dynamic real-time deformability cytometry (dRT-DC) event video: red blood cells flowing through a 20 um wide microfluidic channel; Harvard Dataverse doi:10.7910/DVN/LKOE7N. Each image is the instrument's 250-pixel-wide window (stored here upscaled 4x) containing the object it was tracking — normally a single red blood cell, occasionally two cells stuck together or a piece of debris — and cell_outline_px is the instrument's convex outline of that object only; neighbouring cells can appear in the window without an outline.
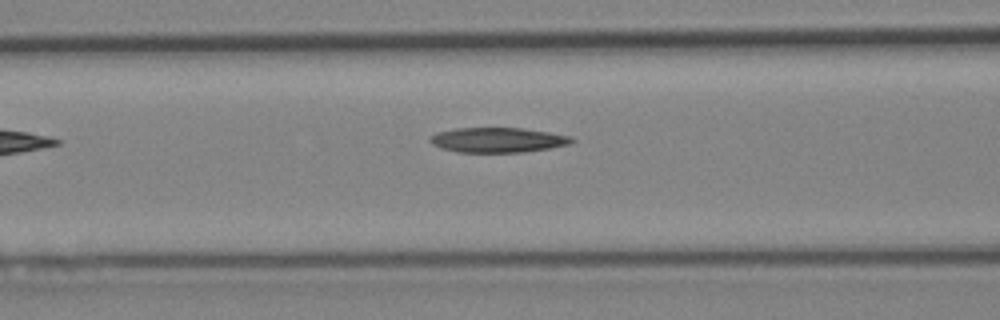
{"species": "Egyptian fruit bat (a non-hibernating species)", "species_latin": "Rousettus aegyptiacus", "temperature_condition": "cold", "stored_images_in_passage": 3, "camera_frame_rate_fps": 3000, "um_per_image_px": 0.085, "animal": {"sex": "female"}, "frame": {"image": 1, "passage_image": 3, "time_ms": 2.333, "image_size_px": [1000, 320], "cell_outline_px": [[576, 140], [568, 144], [548, 148], [524, 152], [456, 152], [440, 148], [432, 144], [428, 140], [428, 136], [436, 132], [456, 128], [520, 128], [548, 132], [572, 136]], "centroid_in_image_um": [42.25, 11.89], "position_along_channel_um": 124.4, "area_um2": 20.63}}